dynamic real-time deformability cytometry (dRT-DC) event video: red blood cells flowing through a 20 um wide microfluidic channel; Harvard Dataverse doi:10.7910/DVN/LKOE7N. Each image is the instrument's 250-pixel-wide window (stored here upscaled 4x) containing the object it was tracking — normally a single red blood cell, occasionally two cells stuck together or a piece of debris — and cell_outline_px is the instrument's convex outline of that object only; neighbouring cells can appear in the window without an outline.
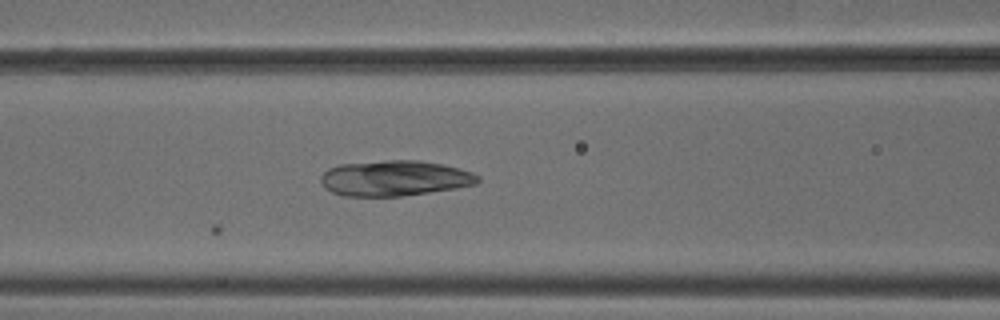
{"species": "common noctule bat (a hibernating species)", "species_latin": "Nyctalus noctula", "temperature_condition": "cold", "stored_images_in_passage": 7, "camera_frame_rate_fps": 3000, "um_per_image_px": 0.085, "animal": {"sex": "male", "body_mass_g": 18.8}, "frame": {"image": 1, "passage_image": 7, "time_ms": 2.0, "image_size_px": [1000, 320], "cell_outline_px": [[480, 180], [476, 184], [456, 188], [404, 196], [344, 196], [332, 192], [324, 188], [320, 180], [320, 176], [328, 168], [340, 164], [384, 160], [420, 160], [444, 164], [460, 168], [472, 172], [480, 176]], "centroid_in_image_um": [33.55, 15.14], "position_along_channel_um": 133.1, "area_um2": 32.83}}